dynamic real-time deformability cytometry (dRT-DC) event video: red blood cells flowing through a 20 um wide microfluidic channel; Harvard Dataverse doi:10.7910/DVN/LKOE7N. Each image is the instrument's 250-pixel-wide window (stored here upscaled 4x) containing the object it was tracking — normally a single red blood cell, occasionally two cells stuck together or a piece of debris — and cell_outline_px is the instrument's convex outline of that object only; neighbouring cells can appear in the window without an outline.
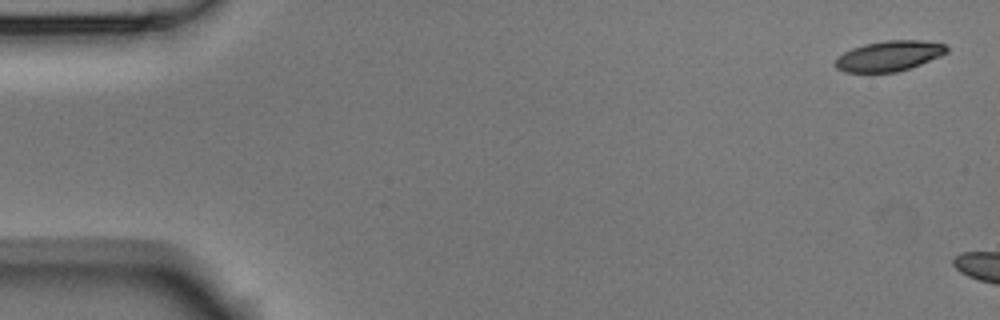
{"species": "Egyptian fruit bat (a non-hibernating species)", "species_latin": "Rousettus aegyptiacus", "temperature_condition": "room temperature", "stored_images_in_passage": 3, "camera_frame_rate_fps": 3000, "um_per_image_px": 0.085, "animal": {"sex": "male"}, "frame": {"image": 1, "passage_image": 1, "time_ms": 0.0, "image_size_px": [1000, 320], "cell_outline_px": [[948, 52], [940, 56], [920, 64], [896, 72], [844, 72], [836, 68], [832, 64], [836, 56], [852, 48], [864, 44], [884, 40], [924, 40], [944, 44], [948, 48]], "centroid_in_image_um": [75.52, 4.75], "position_along_channel_um": 9.5, "area_um2": 19.83}}